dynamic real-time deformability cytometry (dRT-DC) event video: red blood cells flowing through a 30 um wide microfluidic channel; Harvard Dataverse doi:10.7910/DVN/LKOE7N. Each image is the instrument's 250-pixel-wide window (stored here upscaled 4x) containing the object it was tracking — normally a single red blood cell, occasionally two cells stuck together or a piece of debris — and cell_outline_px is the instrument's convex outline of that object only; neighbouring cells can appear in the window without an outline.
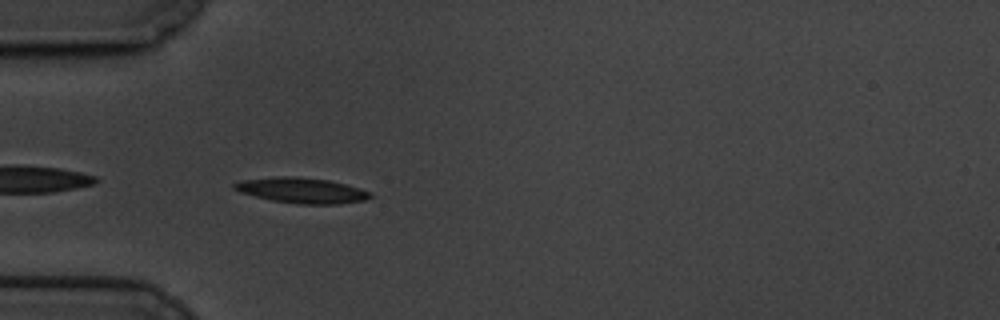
{"species": "common noctule bat (a hibernating species)", "species_latin": "Nyctalus noctula", "temperature_condition": "cold", "stored_images_in_passage": 44, "camera_frame_rate_fps": 3000, "um_per_image_px": 0.085, "animal": {"sex": "male", "body_mass_g": 19.5, "forearm_length_mm": 54.6}, "frame": {"image": 1, "passage_image": 2, "time_ms": 0.333, "image_size_px": [1000, 320], "cell_outline_px": [[372, 196], [364, 200], [336, 204], [300, 204], [272, 200], [240, 192], [232, 188], [232, 184], [240, 180], [276, 176], [296, 176], [328, 180], [360, 188], [372, 192]], "centroid_in_image_um": [25.62, 16.17], "position_along_channel_um": 59.4, "area_um2": 20.11}}
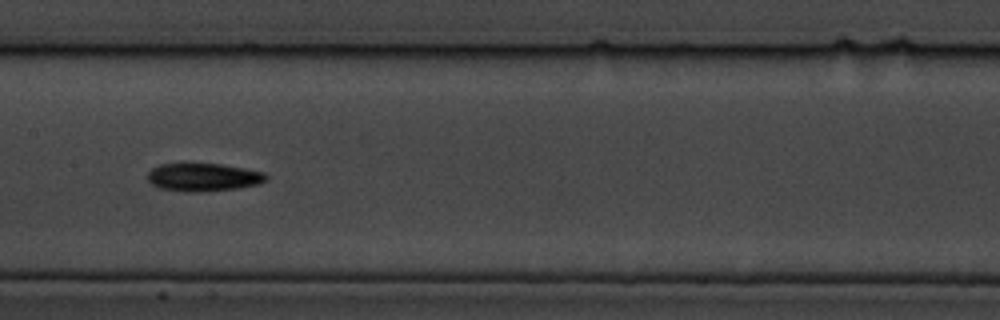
{"frame": {"image": 2, "passage_image": 14, "time_ms": 4.333, "image_size_px": [1000, 320], "cell_outline_px": [[268, 176], [260, 184], [240, 188], [200, 192], [184, 192], [160, 188], [152, 184], [148, 180], [148, 172], [152, 168], [160, 164], [180, 160], [184, 160], [220, 164], [244, 168], [264, 172]], "centroid_in_image_um": [17.22, 15.02], "position_along_channel_um": 190.2, "area_um2": 20.29}}
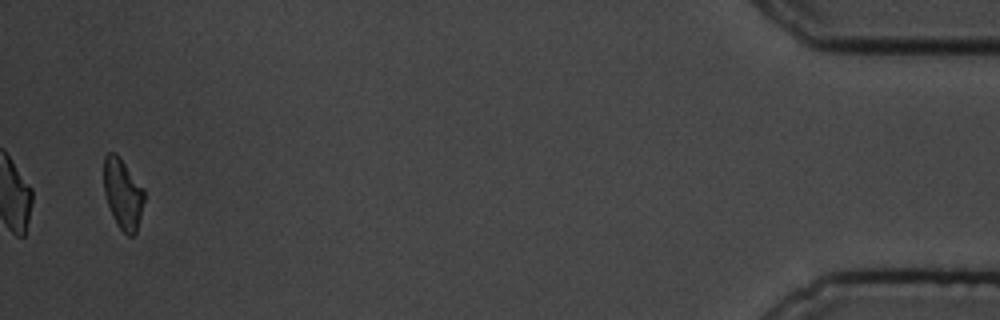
{"frame": {"image": 3, "passage_image": 42, "time_ms": 13.667, "image_size_px": [1000, 320], "cell_outline_px": [[144, 200], [136, 232], [132, 236], [128, 236], [116, 224], [108, 204], [104, 192], [104, 156], [108, 152], [116, 152], [144, 188]], "centroid_in_image_um": [10.44, 16.45], "position_along_channel_um": 424.8, "area_um2": 16.47}, "authors_computed_cell_mechanics": {"area_um2": 18.1492, "velocity_mm_per_s": 3.3751, "shape_relaxation_time_tau1_ms": 3.1205, "shape_relaxation_time_tau2_ms": null, "deformation_change_tau1": 0.1138, "deformation_change_tau2": null}}